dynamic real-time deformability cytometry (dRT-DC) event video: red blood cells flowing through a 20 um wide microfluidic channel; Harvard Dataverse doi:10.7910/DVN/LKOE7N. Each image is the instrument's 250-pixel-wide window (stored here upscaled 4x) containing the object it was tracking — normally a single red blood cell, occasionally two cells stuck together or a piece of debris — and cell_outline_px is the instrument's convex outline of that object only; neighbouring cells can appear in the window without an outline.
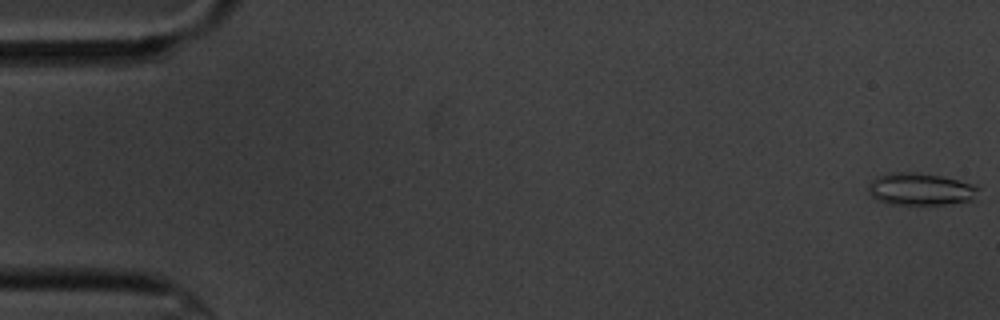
{"species": "common noctule bat (a hibernating species)", "species_latin": "Nyctalus noctula", "temperature_condition": "cold", "stored_images_in_passage": 17, "camera_frame_rate_fps": 3000, "um_per_image_px": 0.085, "animal": {"sex": "male", "body_mass_g": 20.1, "forearm_length_mm": 53.5}, "frame": {"image": 1, "passage_image": 1, "time_ms": 0.0, "image_size_px": [1000, 320], "cell_outline_px": [[980, 188], [972, 200], [952, 204], [892, 204], [876, 200], [872, 196], [868, 188], [868, 184], [872, 180], [888, 172], [912, 172], [940, 176], [972, 184]], "centroid_in_image_um": [78.22, 16.08], "position_along_channel_um": 6.8, "area_um2": 20.46}}
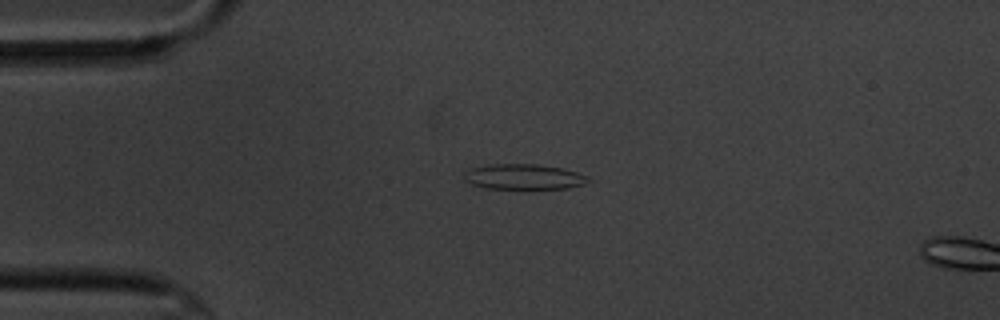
{"frame": {"image": 2, "passage_image": 14, "time_ms": 4.333, "image_size_px": [1000, 320], "cell_outline_px": [[592, 180], [584, 184], [568, 188], [484, 188], [472, 184], [464, 180], [464, 172], [472, 168], [492, 164], [536, 164], [560, 168], [576, 172], [588, 176]], "centroid_in_image_um": [44.52, 15.02], "position_along_channel_um": 40.5, "area_um2": 18.15}}